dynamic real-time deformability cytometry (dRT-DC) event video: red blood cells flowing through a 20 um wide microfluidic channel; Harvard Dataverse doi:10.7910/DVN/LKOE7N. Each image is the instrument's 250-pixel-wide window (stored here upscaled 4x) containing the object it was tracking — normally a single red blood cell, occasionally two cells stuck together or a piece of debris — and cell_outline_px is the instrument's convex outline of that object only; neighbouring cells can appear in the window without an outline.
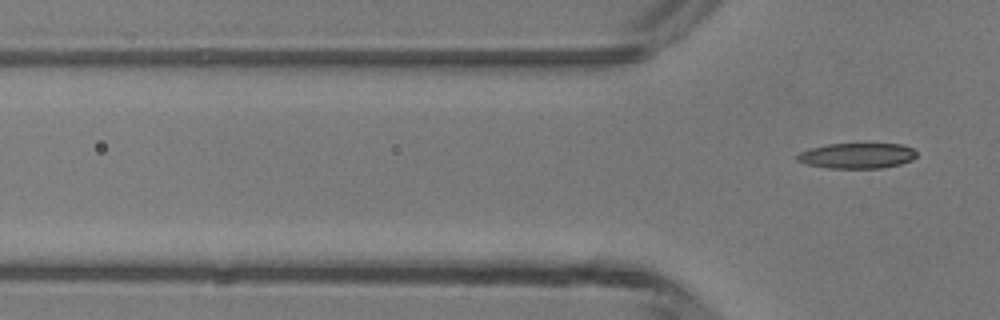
{"species": "common noctule bat (a hibernating species)", "species_latin": "Nyctalus noctula", "temperature_condition": "room temperature", "stored_images_in_passage": 3, "camera_frame_rate_fps": 3000, "um_per_image_px": 0.085, "animal": {"sex": "male", "body_mass_g": 13.3}, "frame": {"image": 1, "passage_image": 3, "time_ms": 3.333, "image_size_px": [1000, 320], "cell_outline_px": [[916, 156], [912, 160], [900, 164], [880, 168], [828, 168], [804, 164], [796, 160], [796, 156], [800, 152], [808, 148], [828, 144], [900, 144], [912, 148], [916, 152]], "centroid_in_image_um": [72.8, 13.24], "position_along_channel_um": 53.0, "area_um2": 17.74}}